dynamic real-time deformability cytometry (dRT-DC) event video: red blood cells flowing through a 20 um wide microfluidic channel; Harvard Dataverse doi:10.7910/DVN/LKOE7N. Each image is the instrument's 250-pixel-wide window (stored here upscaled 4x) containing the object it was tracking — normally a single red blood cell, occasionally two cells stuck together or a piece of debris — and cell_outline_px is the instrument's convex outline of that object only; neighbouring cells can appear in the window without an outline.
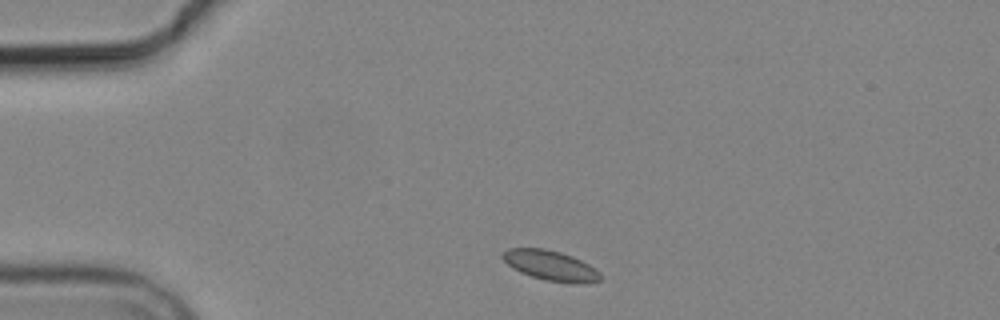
{"species": "common noctule bat (a hibernating species)", "species_latin": "Nyctalus noctula", "temperature_condition": "cold", "stored_images_in_passage": 2, "camera_frame_rate_fps": 3000, "um_per_image_px": 0.085, "animal": {"sex": "male", "body_mass_g": 19.2, "forearm_length_mm": 51.8}, "frame": {"image": 1, "passage_image": 1, "time_ms": 0.0, "image_size_px": [1000, 320], "cell_outline_px": [[604, 276], [600, 280], [588, 284], [572, 284], [544, 280], [520, 272], [512, 268], [500, 256], [508, 248], [544, 248], [560, 252], [572, 256], [596, 268]], "centroid_in_image_um": [46.85, 22.59], "position_along_channel_um": 38.1, "area_um2": 17.4}}